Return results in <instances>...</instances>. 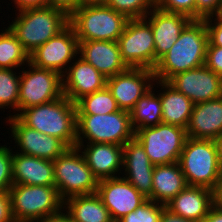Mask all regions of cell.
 Instances as JSON below:
<instances>
[{"instance_id": "1", "label": "cell", "mask_w": 222, "mask_h": 222, "mask_svg": "<svg viewBox=\"0 0 222 222\" xmlns=\"http://www.w3.org/2000/svg\"><path fill=\"white\" fill-rule=\"evenodd\" d=\"M208 31L205 20H192L170 50L157 62L155 80L168 81L177 73L205 65Z\"/></svg>"}, {"instance_id": "2", "label": "cell", "mask_w": 222, "mask_h": 222, "mask_svg": "<svg viewBox=\"0 0 222 222\" xmlns=\"http://www.w3.org/2000/svg\"><path fill=\"white\" fill-rule=\"evenodd\" d=\"M17 117L28 127L59 138L69 148L76 147L77 109L66 96L24 109Z\"/></svg>"}, {"instance_id": "3", "label": "cell", "mask_w": 222, "mask_h": 222, "mask_svg": "<svg viewBox=\"0 0 222 222\" xmlns=\"http://www.w3.org/2000/svg\"><path fill=\"white\" fill-rule=\"evenodd\" d=\"M15 15L8 27L29 55L69 24L64 12L49 6L25 9Z\"/></svg>"}, {"instance_id": "4", "label": "cell", "mask_w": 222, "mask_h": 222, "mask_svg": "<svg viewBox=\"0 0 222 222\" xmlns=\"http://www.w3.org/2000/svg\"><path fill=\"white\" fill-rule=\"evenodd\" d=\"M179 165L189 186L213 190L222 181V167L214 140L187 137Z\"/></svg>"}, {"instance_id": "5", "label": "cell", "mask_w": 222, "mask_h": 222, "mask_svg": "<svg viewBox=\"0 0 222 222\" xmlns=\"http://www.w3.org/2000/svg\"><path fill=\"white\" fill-rule=\"evenodd\" d=\"M8 193L14 222H38L63 210L56 186L13 184Z\"/></svg>"}, {"instance_id": "6", "label": "cell", "mask_w": 222, "mask_h": 222, "mask_svg": "<svg viewBox=\"0 0 222 222\" xmlns=\"http://www.w3.org/2000/svg\"><path fill=\"white\" fill-rule=\"evenodd\" d=\"M128 20L105 4L80 6L69 16L78 41H118Z\"/></svg>"}, {"instance_id": "7", "label": "cell", "mask_w": 222, "mask_h": 222, "mask_svg": "<svg viewBox=\"0 0 222 222\" xmlns=\"http://www.w3.org/2000/svg\"><path fill=\"white\" fill-rule=\"evenodd\" d=\"M76 126L77 143L86 141V143H109L123 146L135 135L131 126L130 112L121 109L108 114H77Z\"/></svg>"}, {"instance_id": "8", "label": "cell", "mask_w": 222, "mask_h": 222, "mask_svg": "<svg viewBox=\"0 0 222 222\" xmlns=\"http://www.w3.org/2000/svg\"><path fill=\"white\" fill-rule=\"evenodd\" d=\"M53 164L55 186L63 201L97 192L99 180L88 167L78 147L68 148Z\"/></svg>"}, {"instance_id": "9", "label": "cell", "mask_w": 222, "mask_h": 222, "mask_svg": "<svg viewBox=\"0 0 222 222\" xmlns=\"http://www.w3.org/2000/svg\"><path fill=\"white\" fill-rule=\"evenodd\" d=\"M134 132L154 166L179 162L187 139L186 129L159 123Z\"/></svg>"}, {"instance_id": "10", "label": "cell", "mask_w": 222, "mask_h": 222, "mask_svg": "<svg viewBox=\"0 0 222 222\" xmlns=\"http://www.w3.org/2000/svg\"><path fill=\"white\" fill-rule=\"evenodd\" d=\"M26 67H22L23 71L20 70L18 115L24 109L46 104L64 96L62 75L59 72L36 67L30 62Z\"/></svg>"}, {"instance_id": "11", "label": "cell", "mask_w": 222, "mask_h": 222, "mask_svg": "<svg viewBox=\"0 0 222 222\" xmlns=\"http://www.w3.org/2000/svg\"><path fill=\"white\" fill-rule=\"evenodd\" d=\"M117 42L127 67L155 68L153 30L144 18L129 19Z\"/></svg>"}, {"instance_id": "12", "label": "cell", "mask_w": 222, "mask_h": 222, "mask_svg": "<svg viewBox=\"0 0 222 222\" xmlns=\"http://www.w3.org/2000/svg\"><path fill=\"white\" fill-rule=\"evenodd\" d=\"M79 41L73 27L68 24L57 35L39 46L29 55V62L36 67L51 69L63 75L76 59Z\"/></svg>"}, {"instance_id": "13", "label": "cell", "mask_w": 222, "mask_h": 222, "mask_svg": "<svg viewBox=\"0 0 222 222\" xmlns=\"http://www.w3.org/2000/svg\"><path fill=\"white\" fill-rule=\"evenodd\" d=\"M4 119L9 123L7 126L10 125L11 138L14 137V143L17 144L15 152L54 161L69 148L59 138L26 126L17 116H7Z\"/></svg>"}, {"instance_id": "14", "label": "cell", "mask_w": 222, "mask_h": 222, "mask_svg": "<svg viewBox=\"0 0 222 222\" xmlns=\"http://www.w3.org/2000/svg\"><path fill=\"white\" fill-rule=\"evenodd\" d=\"M167 82L194 104L222 96V77L206 65L177 73Z\"/></svg>"}, {"instance_id": "15", "label": "cell", "mask_w": 222, "mask_h": 222, "mask_svg": "<svg viewBox=\"0 0 222 222\" xmlns=\"http://www.w3.org/2000/svg\"><path fill=\"white\" fill-rule=\"evenodd\" d=\"M155 75L152 69L127 68L107 79L111 91L121 110L130 112L136 102L153 87Z\"/></svg>"}, {"instance_id": "16", "label": "cell", "mask_w": 222, "mask_h": 222, "mask_svg": "<svg viewBox=\"0 0 222 222\" xmlns=\"http://www.w3.org/2000/svg\"><path fill=\"white\" fill-rule=\"evenodd\" d=\"M96 194L109 210L114 222H117L130 212L135 211L147 200V198L122 177V175L100 180Z\"/></svg>"}, {"instance_id": "17", "label": "cell", "mask_w": 222, "mask_h": 222, "mask_svg": "<svg viewBox=\"0 0 222 222\" xmlns=\"http://www.w3.org/2000/svg\"><path fill=\"white\" fill-rule=\"evenodd\" d=\"M154 165L144 147L134 137L123 145V170L121 174L145 198L152 201Z\"/></svg>"}, {"instance_id": "18", "label": "cell", "mask_w": 222, "mask_h": 222, "mask_svg": "<svg viewBox=\"0 0 222 222\" xmlns=\"http://www.w3.org/2000/svg\"><path fill=\"white\" fill-rule=\"evenodd\" d=\"M74 61L62 75V81L63 95L76 103L83 96L104 89L107 78L79 55Z\"/></svg>"}, {"instance_id": "19", "label": "cell", "mask_w": 222, "mask_h": 222, "mask_svg": "<svg viewBox=\"0 0 222 222\" xmlns=\"http://www.w3.org/2000/svg\"><path fill=\"white\" fill-rule=\"evenodd\" d=\"M144 19L153 30L156 66L158 60L170 50L192 19L181 13L165 12L156 7Z\"/></svg>"}, {"instance_id": "20", "label": "cell", "mask_w": 222, "mask_h": 222, "mask_svg": "<svg viewBox=\"0 0 222 222\" xmlns=\"http://www.w3.org/2000/svg\"><path fill=\"white\" fill-rule=\"evenodd\" d=\"M85 144L76 143V147L82 152L88 167L99 181L120 176L123 169L122 145L109 143Z\"/></svg>"}, {"instance_id": "21", "label": "cell", "mask_w": 222, "mask_h": 222, "mask_svg": "<svg viewBox=\"0 0 222 222\" xmlns=\"http://www.w3.org/2000/svg\"><path fill=\"white\" fill-rule=\"evenodd\" d=\"M78 55L107 79L128 68L122 61L117 41H79Z\"/></svg>"}, {"instance_id": "22", "label": "cell", "mask_w": 222, "mask_h": 222, "mask_svg": "<svg viewBox=\"0 0 222 222\" xmlns=\"http://www.w3.org/2000/svg\"><path fill=\"white\" fill-rule=\"evenodd\" d=\"M186 134L204 140H215L222 135V96L194 104Z\"/></svg>"}, {"instance_id": "23", "label": "cell", "mask_w": 222, "mask_h": 222, "mask_svg": "<svg viewBox=\"0 0 222 222\" xmlns=\"http://www.w3.org/2000/svg\"><path fill=\"white\" fill-rule=\"evenodd\" d=\"M12 179L13 184L55 186L53 161L13 151Z\"/></svg>"}, {"instance_id": "24", "label": "cell", "mask_w": 222, "mask_h": 222, "mask_svg": "<svg viewBox=\"0 0 222 222\" xmlns=\"http://www.w3.org/2000/svg\"><path fill=\"white\" fill-rule=\"evenodd\" d=\"M213 206V190L187 185L165 207L185 219L202 222Z\"/></svg>"}, {"instance_id": "25", "label": "cell", "mask_w": 222, "mask_h": 222, "mask_svg": "<svg viewBox=\"0 0 222 222\" xmlns=\"http://www.w3.org/2000/svg\"><path fill=\"white\" fill-rule=\"evenodd\" d=\"M154 85H157V88L161 87V89L158 90L159 92H156L160 96L162 105V123L186 129L194 103L183 93L177 91L167 81L155 80Z\"/></svg>"}, {"instance_id": "26", "label": "cell", "mask_w": 222, "mask_h": 222, "mask_svg": "<svg viewBox=\"0 0 222 222\" xmlns=\"http://www.w3.org/2000/svg\"><path fill=\"white\" fill-rule=\"evenodd\" d=\"M187 186L179 162L154 166L152 201L166 205Z\"/></svg>"}, {"instance_id": "27", "label": "cell", "mask_w": 222, "mask_h": 222, "mask_svg": "<svg viewBox=\"0 0 222 222\" xmlns=\"http://www.w3.org/2000/svg\"><path fill=\"white\" fill-rule=\"evenodd\" d=\"M63 209L74 222H114L96 193L70 197Z\"/></svg>"}, {"instance_id": "28", "label": "cell", "mask_w": 222, "mask_h": 222, "mask_svg": "<svg viewBox=\"0 0 222 222\" xmlns=\"http://www.w3.org/2000/svg\"><path fill=\"white\" fill-rule=\"evenodd\" d=\"M154 87L153 84L150 91L142 96L130 111L131 126L134 131L162 123L161 100L159 94L154 92L158 89Z\"/></svg>"}, {"instance_id": "29", "label": "cell", "mask_w": 222, "mask_h": 222, "mask_svg": "<svg viewBox=\"0 0 222 222\" xmlns=\"http://www.w3.org/2000/svg\"><path fill=\"white\" fill-rule=\"evenodd\" d=\"M0 33V68L18 69L29 63V54L9 27Z\"/></svg>"}, {"instance_id": "30", "label": "cell", "mask_w": 222, "mask_h": 222, "mask_svg": "<svg viewBox=\"0 0 222 222\" xmlns=\"http://www.w3.org/2000/svg\"><path fill=\"white\" fill-rule=\"evenodd\" d=\"M75 104L77 114H108L120 110L107 86L102 90L83 96Z\"/></svg>"}, {"instance_id": "31", "label": "cell", "mask_w": 222, "mask_h": 222, "mask_svg": "<svg viewBox=\"0 0 222 222\" xmlns=\"http://www.w3.org/2000/svg\"><path fill=\"white\" fill-rule=\"evenodd\" d=\"M20 74L14 69L0 68V109L11 107L14 115L9 113L8 116H18Z\"/></svg>"}, {"instance_id": "32", "label": "cell", "mask_w": 222, "mask_h": 222, "mask_svg": "<svg viewBox=\"0 0 222 222\" xmlns=\"http://www.w3.org/2000/svg\"><path fill=\"white\" fill-rule=\"evenodd\" d=\"M105 5L128 19H140L155 7V0H107Z\"/></svg>"}, {"instance_id": "33", "label": "cell", "mask_w": 222, "mask_h": 222, "mask_svg": "<svg viewBox=\"0 0 222 222\" xmlns=\"http://www.w3.org/2000/svg\"><path fill=\"white\" fill-rule=\"evenodd\" d=\"M162 206L147 199L135 211L123 216L117 222H160Z\"/></svg>"}, {"instance_id": "34", "label": "cell", "mask_w": 222, "mask_h": 222, "mask_svg": "<svg viewBox=\"0 0 222 222\" xmlns=\"http://www.w3.org/2000/svg\"><path fill=\"white\" fill-rule=\"evenodd\" d=\"M13 147L0 145V193L9 192L13 185L12 179V157Z\"/></svg>"}, {"instance_id": "35", "label": "cell", "mask_w": 222, "mask_h": 222, "mask_svg": "<svg viewBox=\"0 0 222 222\" xmlns=\"http://www.w3.org/2000/svg\"><path fill=\"white\" fill-rule=\"evenodd\" d=\"M155 7L170 13H181L196 20V0H155Z\"/></svg>"}, {"instance_id": "36", "label": "cell", "mask_w": 222, "mask_h": 222, "mask_svg": "<svg viewBox=\"0 0 222 222\" xmlns=\"http://www.w3.org/2000/svg\"><path fill=\"white\" fill-rule=\"evenodd\" d=\"M205 65L222 77V47L214 46L208 41Z\"/></svg>"}, {"instance_id": "37", "label": "cell", "mask_w": 222, "mask_h": 222, "mask_svg": "<svg viewBox=\"0 0 222 222\" xmlns=\"http://www.w3.org/2000/svg\"><path fill=\"white\" fill-rule=\"evenodd\" d=\"M204 20L208 31V41L214 46L222 47V19L213 15Z\"/></svg>"}, {"instance_id": "38", "label": "cell", "mask_w": 222, "mask_h": 222, "mask_svg": "<svg viewBox=\"0 0 222 222\" xmlns=\"http://www.w3.org/2000/svg\"><path fill=\"white\" fill-rule=\"evenodd\" d=\"M222 0H196V20H204L216 15Z\"/></svg>"}, {"instance_id": "39", "label": "cell", "mask_w": 222, "mask_h": 222, "mask_svg": "<svg viewBox=\"0 0 222 222\" xmlns=\"http://www.w3.org/2000/svg\"><path fill=\"white\" fill-rule=\"evenodd\" d=\"M48 6L61 10L69 17L80 7V0H48Z\"/></svg>"}, {"instance_id": "40", "label": "cell", "mask_w": 222, "mask_h": 222, "mask_svg": "<svg viewBox=\"0 0 222 222\" xmlns=\"http://www.w3.org/2000/svg\"><path fill=\"white\" fill-rule=\"evenodd\" d=\"M0 222H14L8 192L0 193Z\"/></svg>"}, {"instance_id": "41", "label": "cell", "mask_w": 222, "mask_h": 222, "mask_svg": "<svg viewBox=\"0 0 222 222\" xmlns=\"http://www.w3.org/2000/svg\"><path fill=\"white\" fill-rule=\"evenodd\" d=\"M16 6L14 11H22L31 8H40L48 6V0H11Z\"/></svg>"}, {"instance_id": "42", "label": "cell", "mask_w": 222, "mask_h": 222, "mask_svg": "<svg viewBox=\"0 0 222 222\" xmlns=\"http://www.w3.org/2000/svg\"><path fill=\"white\" fill-rule=\"evenodd\" d=\"M160 222H197L189 219H185L175 213H172L164 205L162 206V213L160 216Z\"/></svg>"}, {"instance_id": "43", "label": "cell", "mask_w": 222, "mask_h": 222, "mask_svg": "<svg viewBox=\"0 0 222 222\" xmlns=\"http://www.w3.org/2000/svg\"><path fill=\"white\" fill-rule=\"evenodd\" d=\"M38 222H74L63 209L61 212L48 216Z\"/></svg>"}, {"instance_id": "44", "label": "cell", "mask_w": 222, "mask_h": 222, "mask_svg": "<svg viewBox=\"0 0 222 222\" xmlns=\"http://www.w3.org/2000/svg\"><path fill=\"white\" fill-rule=\"evenodd\" d=\"M202 222H222V211L212 206Z\"/></svg>"}, {"instance_id": "45", "label": "cell", "mask_w": 222, "mask_h": 222, "mask_svg": "<svg viewBox=\"0 0 222 222\" xmlns=\"http://www.w3.org/2000/svg\"><path fill=\"white\" fill-rule=\"evenodd\" d=\"M213 206L222 211V181L213 189Z\"/></svg>"}, {"instance_id": "46", "label": "cell", "mask_w": 222, "mask_h": 222, "mask_svg": "<svg viewBox=\"0 0 222 222\" xmlns=\"http://www.w3.org/2000/svg\"><path fill=\"white\" fill-rule=\"evenodd\" d=\"M216 146H217V154H218V159L220 162V165L222 167V135L215 140Z\"/></svg>"}, {"instance_id": "47", "label": "cell", "mask_w": 222, "mask_h": 222, "mask_svg": "<svg viewBox=\"0 0 222 222\" xmlns=\"http://www.w3.org/2000/svg\"><path fill=\"white\" fill-rule=\"evenodd\" d=\"M107 0H80V6L104 5Z\"/></svg>"}, {"instance_id": "48", "label": "cell", "mask_w": 222, "mask_h": 222, "mask_svg": "<svg viewBox=\"0 0 222 222\" xmlns=\"http://www.w3.org/2000/svg\"><path fill=\"white\" fill-rule=\"evenodd\" d=\"M220 19H222V2H221V6L219 8L218 13L216 14Z\"/></svg>"}]
</instances>
